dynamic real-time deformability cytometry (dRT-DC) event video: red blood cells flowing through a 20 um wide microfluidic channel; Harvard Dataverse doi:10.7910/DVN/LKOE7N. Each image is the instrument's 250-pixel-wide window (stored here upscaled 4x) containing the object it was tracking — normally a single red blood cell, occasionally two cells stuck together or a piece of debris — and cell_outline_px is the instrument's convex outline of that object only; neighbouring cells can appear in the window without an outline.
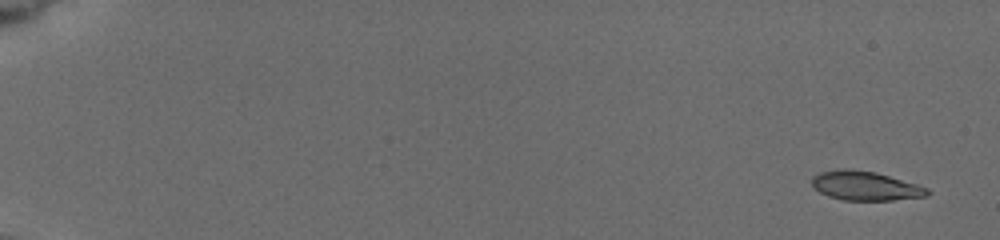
{"species": "common noctule bat (a hibernating species)", "species_latin": "Nyctalus noctula", "temperature_condition": "cold", "stored_images_in_passage": 10, "camera_frame_rate_fps": 3000, "um_per_image_px": 0.085, "animal": {"sex": "female", "body_mass_g": 19.5, "forearm_length_mm": 54.1}, "frame": {"image": 1, "passage_image": 1, "time_ms": 0.0, "image_size_px": [1000, 240], "cell_outline_px": [[932, 192], [928, 196], [892, 200], [844, 200], [828, 196], [812, 188], [812, 176], [820, 172], [848, 168], [876, 172], [916, 184], [928, 188]], "centroid_in_image_um": [73.55, 15.8], "position_along_channel_um": 11.5, "area_um2": 19.65}}